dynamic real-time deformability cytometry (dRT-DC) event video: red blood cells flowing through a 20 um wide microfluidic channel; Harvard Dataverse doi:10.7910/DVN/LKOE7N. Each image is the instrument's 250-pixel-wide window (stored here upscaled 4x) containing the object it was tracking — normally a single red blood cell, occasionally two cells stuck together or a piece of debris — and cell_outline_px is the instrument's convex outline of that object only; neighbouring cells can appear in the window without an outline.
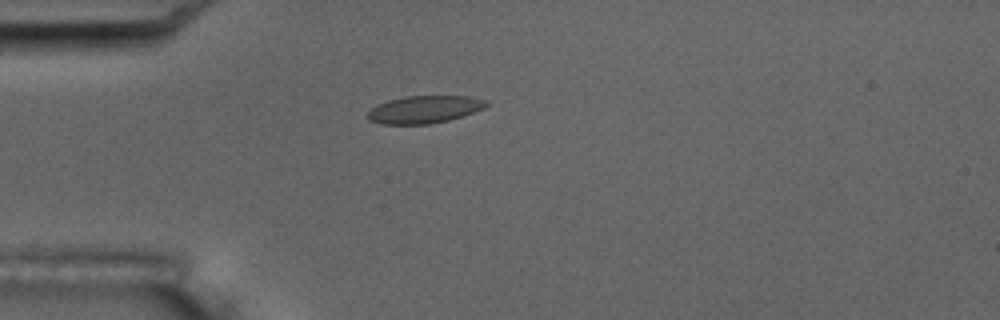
{"species": "common noctule bat (a hibernating species)", "species_latin": "Nyctalus noctula", "temperature_condition": "room temperature", "stored_images_in_passage": 6, "camera_frame_rate_fps": 3000, "um_per_image_px": 0.085, "animal": {"sex": "male", "body_mass_g": 17.5, "forearm_length_mm": 52.3}, "frame": {"image": 1, "passage_image": 5, "time_ms": 4.667, "image_size_px": [1000, 320], "cell_outline_px": [[488, 104], [484, 108], [448, 120], [428, 124], [380, 124], [368, 120], [364, 116], [376, 104], [388, 100], [404, 96], [468, 96], [488, 100]], "centroid_in_image_um": [36.01, 9.3], "position_along_channel_um": 49.0, "area_um2": 19.07}}